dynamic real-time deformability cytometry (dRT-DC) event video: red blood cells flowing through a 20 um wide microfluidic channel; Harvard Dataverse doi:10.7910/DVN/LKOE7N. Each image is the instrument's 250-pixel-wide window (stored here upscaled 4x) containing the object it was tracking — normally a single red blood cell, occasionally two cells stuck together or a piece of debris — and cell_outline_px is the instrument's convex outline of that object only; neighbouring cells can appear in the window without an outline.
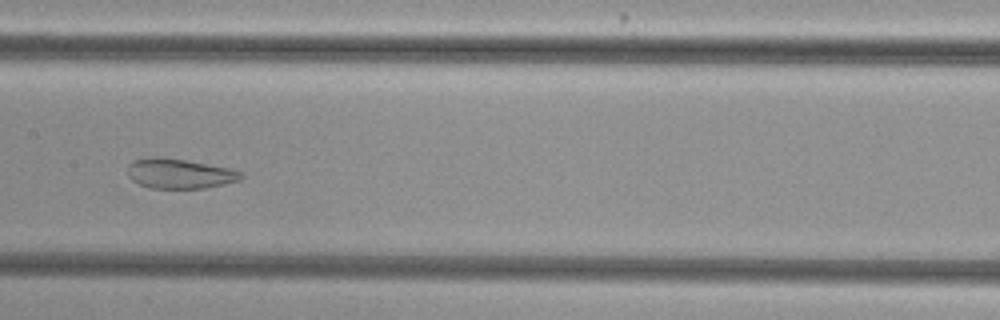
{"species": "common noctule bat (a hibernating species)", "species_latin": "Nyctalus noctula", "temperature_condition": "cold", "stored_images_in_passage": 52, "camera_frame_rate_fps": 3000, "um_per_image_px": 0.085, "animal": {"sex": "female", "body_mass_g": 29.2, "forearm_length_mm": 56.3}, "frame": {"image": 1, "passage_image": 26, "time_ms": 8.333, "image_size_px": [1000, 320], "cell_outline_px": [[244, 176], [240, 180], [224, 184], [204, 188], [148, 188], [132, 180], [128, 176], [128, 164], [136, 160], [148, 156], [156, 156], [184, 160], [232, 168], [244, 172]], "centroid_in_image_um": [15.28, 14.75], "position_along_channel_um": 192.1, "area_um2": 19.88}}
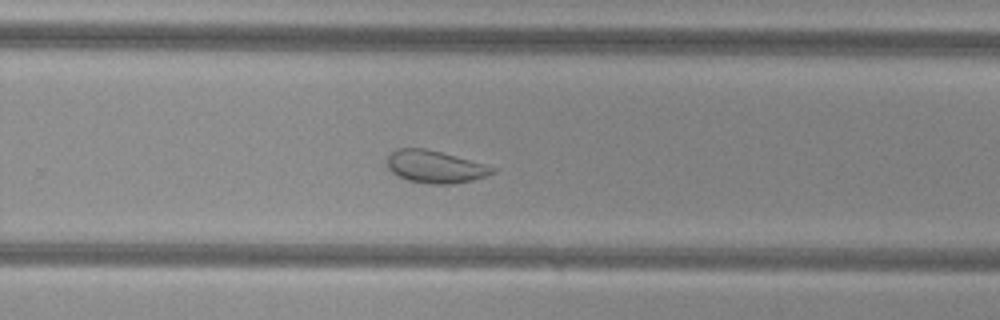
{"frame": {"image": 2, "passage_image": 34, "time_ms": 11.0, "image_size_px": [1000, 320], "cell_outline_px": [[500, 168], [496, 172], [472, 180], [452, 184], [428, 184], [408, 180], [392, 172], [388, 168], [388, 156], [396, 148], [424, 148], [440, 152]], "centroid_in_image_um": [37.01, 14.17], "position_along_channel_um": 292.8, "area_um2": 19.77}}
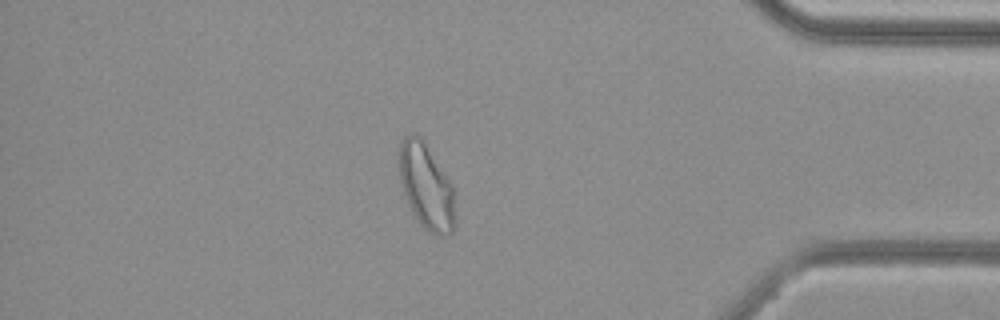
{"frame": {"image": 3, "passage_image": 45, "time_ms": 14.667, "image_size_px": [1000, 320], "cell_outline_px": [[456, 224], [452, 232], [448, 236], [436, 236], [428, 232], [420, 224], [412, 212], [408, 204], [400, 184], [396, 156], [400, 140], [404, 136], [412, 132], [420, 136], [452, 184], [456, 216]], "centroid_in_image_um": [36.2, 15.85], "position_along_channel_um": 399.0, "area_um2": 28.73}, "authors_computed_cell_mechanics": {"area_um2": 27.7729, "velocity_mm_per_s": 3.7866, "shape_relaxation_time_tau1_ms": null, "shape_relaxation_time_tau2_ms": 1.0383, "deformation_change_tau1": null, "deformation_change_tau2": 0.0772}}